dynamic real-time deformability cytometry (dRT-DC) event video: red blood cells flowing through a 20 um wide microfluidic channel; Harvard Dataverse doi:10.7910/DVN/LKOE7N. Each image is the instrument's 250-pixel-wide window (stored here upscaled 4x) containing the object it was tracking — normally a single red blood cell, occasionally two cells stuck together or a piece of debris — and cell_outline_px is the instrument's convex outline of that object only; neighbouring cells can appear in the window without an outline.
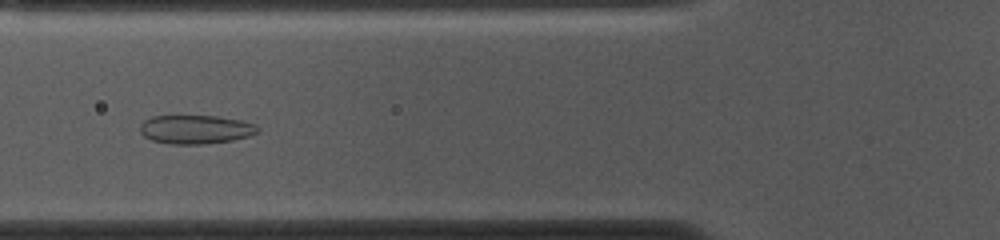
{"species": "common noctule bat (a hibernating species)", "species_latin": "Nyctalus noctula", "temperature_condition": "cold", "stored_images_in_passage": 54, "camera_frame_rate_fps": 3000, "um_per_image_px": 0.085, "animal": {"sex": "female", "body_mass_g": 10.0, "forearm_length_mm": 53.1}, "frame": {"image": 1, "passage_image": 19, "time_ms": 6.0, "image_size_px": [1000, 240], "cell_outline_px": [[260, 132], [248, 136], [232, 140], [204, 144], [172, 144], [152, 140], [144, 136], [140, 132], [140, 124], [144, 120], [152, 116], [216, 116], [240, 120], [256, 124], [260, 128]], "centroid_in_image_um": [16.64, 11.0], "position_along_channel_um": 109.2, "area_um2": 19.77}}
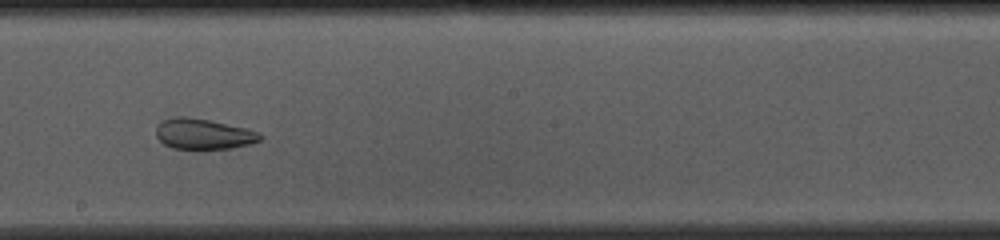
{"frame": {"image": 2, "passage_image": 29, "time_ms": 9.333, "image_size_px": [1000, 240], "cell_outline_px": [[264, 136], [260, 140], [252, 144], [232, 148], [200, 152], [172, 148], [164, 144], [156, 136], [156, 124], [160, 120], [172, 116], [188, 116], [248, 128], [260, 132]], "centroid_in_image_um": [17.28, 11.42], "position_along_channel_um": 230.9, "area_um2": 19.65}}
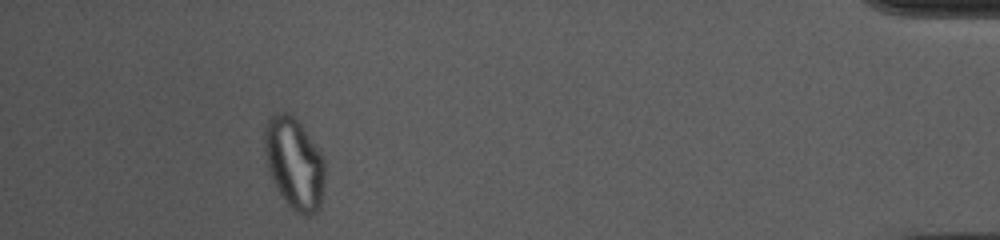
{"frame": {"image": 3, "passage_image": 49, "time_ms": 16.0, "image_size_px": [1000, 240], "cell_outline_px": [[324, 188], [320, 204], [316, 212], [308, 216], [304, 216], [296, 212], [284, 200], [272, 180], [268, 168], [264, 152], [264, 128], [268, 120], [276, 112], [288, 112], [296, 116], [324, 156]], "centroid_in_image_um": [25.02, 13.85], "position_along_channel_um": 410.2, "area_um2": 32.54}}